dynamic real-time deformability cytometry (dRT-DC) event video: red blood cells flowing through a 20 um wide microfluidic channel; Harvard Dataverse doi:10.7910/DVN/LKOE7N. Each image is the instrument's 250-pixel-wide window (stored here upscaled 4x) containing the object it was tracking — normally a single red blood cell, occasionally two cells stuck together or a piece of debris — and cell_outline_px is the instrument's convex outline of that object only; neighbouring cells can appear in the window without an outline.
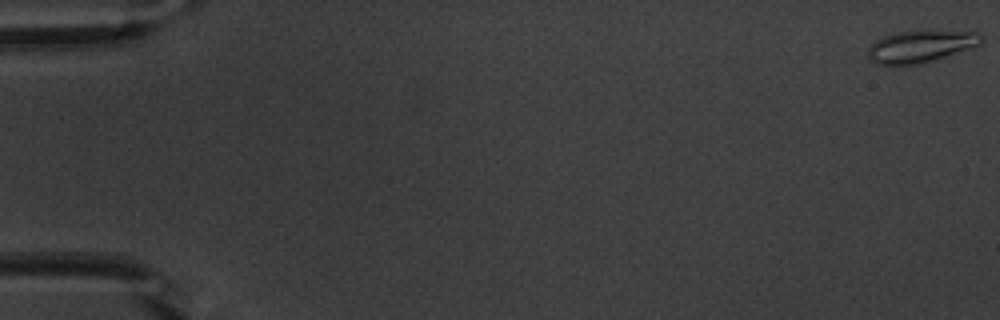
{"species": "common noctule bat (a hibernating species)", "species_latin": "Nyctalus noctula", "temperature_condition": "warm", "stored_images_in_passage": 50, "camera_frame_rate_fps": 3000, "um_per_image_px": 0.085, "animal": {"sex": "male", "body_mass_g": 20.1, "forearm_length_mm": 53.5}, "frame": {"image": 1, "passage_image": 1, "time_ms": 0.0, "image_size_px": [1000, 320], "cell_outline_px": [[984, 40], [976, 48], [924, 64], [876, 64], [868, 56], [868, 48], [876, 40], [884, 36], [896, 32], [924, 28], [932, 28], [980, 32], [984, 36]], "centroid_in_image_um": [78.41, 3.89], "position_along_channel_um": 6.6, "area_um2": 22.48}}
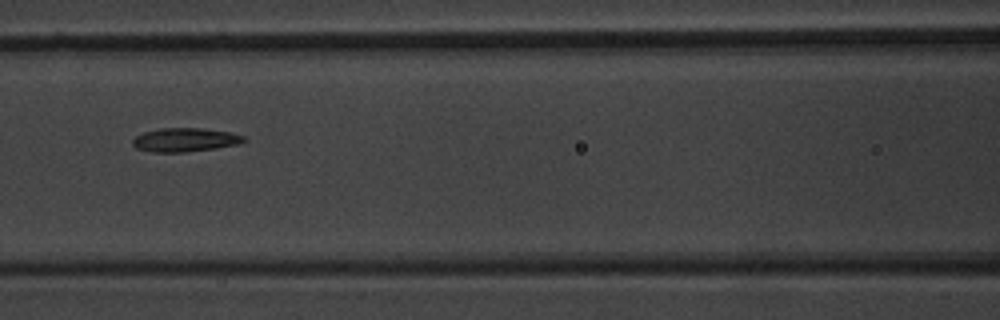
{"frame": {"image": 2, "passage_image": 25, "time_ms": 8.0, "image_size_px": [1000, 320], "cell_outline_px": [[248, 140], [240, 144], [216, 148], [184, 152], [152, 152], [136, 148], [132, 144], [132, 140], [136, 136], [144, 132], [160, 128], [200, 128], [228, 132], [244, 136]], "centroid_in_image_um": [15.73, 11.89], "position_along_channel_um": 150.9, "area_um2": 15.37}}
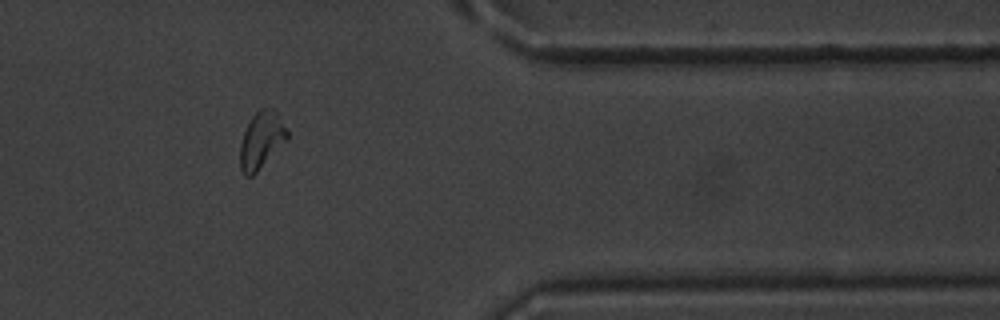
{"frame": {"image": 3, "passage_image": 45, "time_ms": 14.667, "image_size_px": [1000, 320], "cell_outline_px": [[288, 136], [256, 172], [252, 176], [244, 176], [240, 168], [240, 144], [244, 132], [252, 116], [260, 108], [272, 108], [276, 112], [288, 132]], "centroid_in_image_um": [22.17, 11.9], "position_along_channel_um": 389.2, "area_um2": 15.03}}